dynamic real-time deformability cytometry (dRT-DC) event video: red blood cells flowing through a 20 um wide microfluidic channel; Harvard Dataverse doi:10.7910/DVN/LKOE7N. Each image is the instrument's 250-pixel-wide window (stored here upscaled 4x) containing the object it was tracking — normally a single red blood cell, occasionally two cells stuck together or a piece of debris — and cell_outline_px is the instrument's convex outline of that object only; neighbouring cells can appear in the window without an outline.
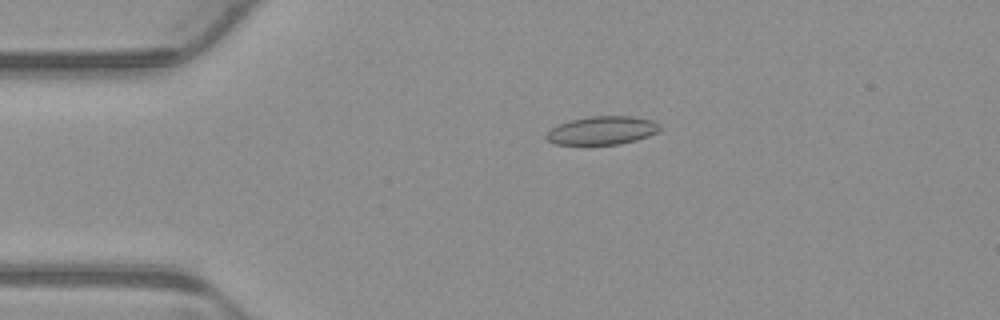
{"species": "common noctule bat (a hibernating species)", "species_latin": "Nyctalus noctula", "temperature_condition": "warm", "stored_images_in_passage": 3, "camera_frame_rate_fps": 3000, "um_per_image_px": 0.085, "animal": {"sex": "male", "body_mass_g": 23.1, "forearm_length_mm": 52.7}, "frame": {"image": 1, "passage_image": 2, "time_ms": 0.333, "image_size_px": [1000, 320], "cell_outline_px": [[660, 128], [656, 132], [648, 136], [636, 140], [620, 144], [556, 144], [548, 140], [544, 136], [552, 128], [560, 124], [572, 120], [588, 116], [632, 116], [652, 120], [660, 124]], "centroid_in_image_um": [51.2, 11.08], "position_along_channel_um": 33.8, "area_um2": 18.55}}